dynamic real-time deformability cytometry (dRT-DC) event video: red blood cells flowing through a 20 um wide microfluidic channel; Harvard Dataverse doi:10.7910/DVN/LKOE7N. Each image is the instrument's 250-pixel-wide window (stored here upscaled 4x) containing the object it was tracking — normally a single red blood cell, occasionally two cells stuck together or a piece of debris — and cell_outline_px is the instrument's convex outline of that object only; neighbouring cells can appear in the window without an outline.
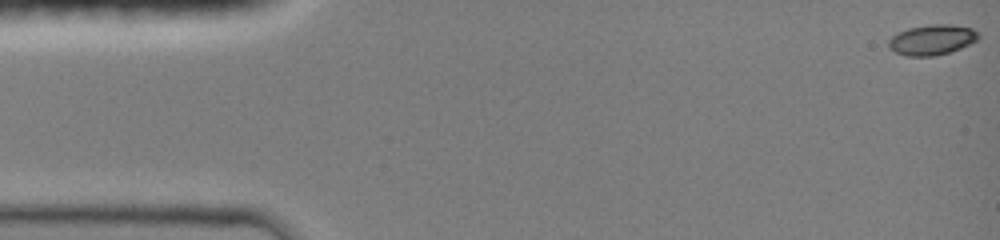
{"species": "common noctule bat (a hibernating species)", "species_latin": "Nyctalus noctula", "temperature_condition": "room temperature", "stored_images_in_passage": 30, "camera_frame_rate_fps": 3000, "um_per_image_px": 0.085, "animal": {"sex": "female", "body_mass_g": 19.0, "forearm_length_mm": 51.5}, "frame": {"image": 1, "passage_image": 1, "time_ms": 0.0, "image_size_px": [1000, 240], "cell_outline_px": [[980, 36], [976, 40], [960, 48], [948, 52], [932, 56], [908, 56], [896, 52], [888, 48], [888, 40], [896, 32], [908, 28], [928, 24], [952, 24], [972, 28]], "centroid_in_image_um": [79.17, 3.36], "position_along_channel_um": 5.8, "area_um2": 15.84}}
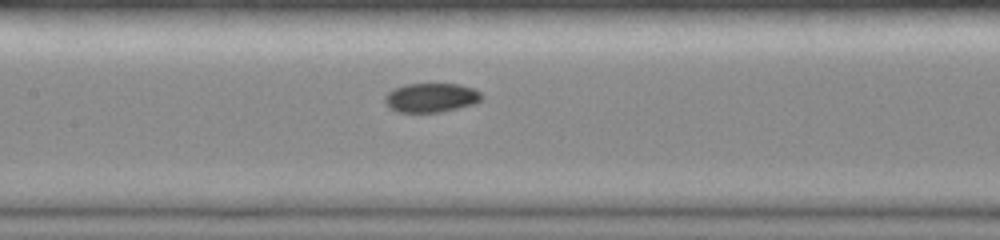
{"frame": {"image": 2, "passage_image": 13, "time_ms": 7.0, "image_size_px": [1000, 240], "cell_outline_px": [[484, 96], [476, 104], [440, 112], [396, 112], [388, 108], [384, 100], [384, 96], [392, 88], [404, 84], [460, 84], [472, 88], [480, 92]], "centroid_in_image_um": [36.62, 8.3], "position_along_channel_um": 170.8, "area_um2": 16.7}}
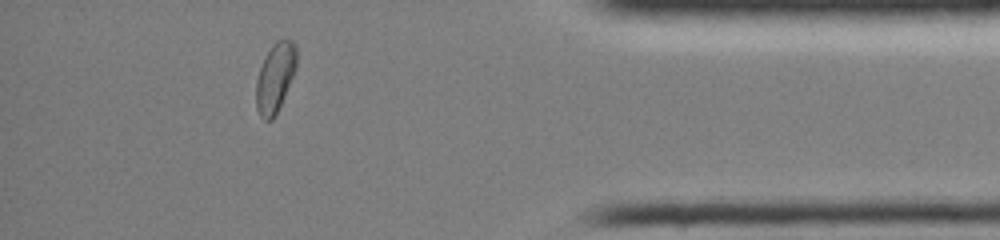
{"frame": {"image": 3, "passage_image": 26, "time_ms": 13.333, "image_size_px": [1000, 240], "cell_outline_px": [[296, 64], [292, 76], [284, 96], [272, 120], [264, 120], [260, 116], [256, 108], [256, 80], [260, 68], [272, 44], [276, 40], [292, 40], [296, 44]], "centroid_in_image_um": [23.37, 6.58], "position_along_channel_um": 411.8, "area_um2": 15.9}, "authors_computed_cell_mechanics": {"area_um2": 16.2707, "velocity_mm_per_s": 4.1853, "shape_relaxation_time_tau1_ms": 3.0986, "shape_relaxation_time_tau2_ms": null, "deformation_change_tau1": 0.1023, "deformation_change_tau2": null}}